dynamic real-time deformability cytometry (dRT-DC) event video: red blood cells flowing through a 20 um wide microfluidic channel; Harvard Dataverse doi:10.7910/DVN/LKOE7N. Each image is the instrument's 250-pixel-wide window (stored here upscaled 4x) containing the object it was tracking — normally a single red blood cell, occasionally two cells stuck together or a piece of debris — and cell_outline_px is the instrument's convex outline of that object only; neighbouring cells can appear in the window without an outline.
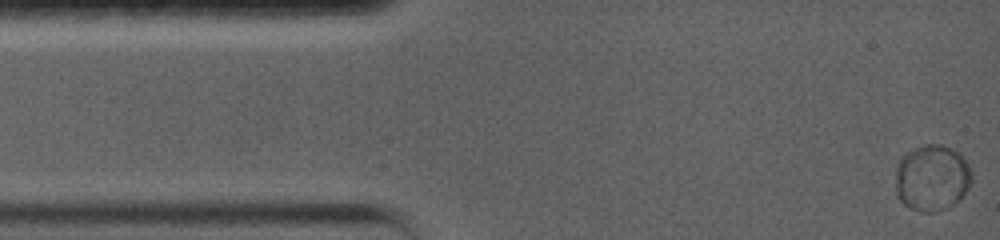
{"species": "common noctule bat (a hibernating species)", "species_latin": "Nyctalus noctula", "temperature_condition": "warm", "stored_images_in_passage": 55, "camera_frame_rate_fps": 5000, "um_per_image_px": 0.085, "animal": {"sex": "female", "body_mass_g": 19.0, "forearm_length_mm": 56.7}, "frame": {"image": 1, "passage_image": 1, "time_ms": 0.0, "image_size_px": [1000, 240], "cell_outline_px": [[972, 180], [968, 188], [960, 200], [948, 208], [936, 212], [920, 212], [908, 208], [896, 196], [896, 164], [900, 156], [912, 148], [924, 144], [940, 144], [956, 152], [968, 164], [972, 176]], "centroid_in_image_um": [79.18, 15.14], "position_along_channel_um": 5.8, "area_um2": 29.82}}
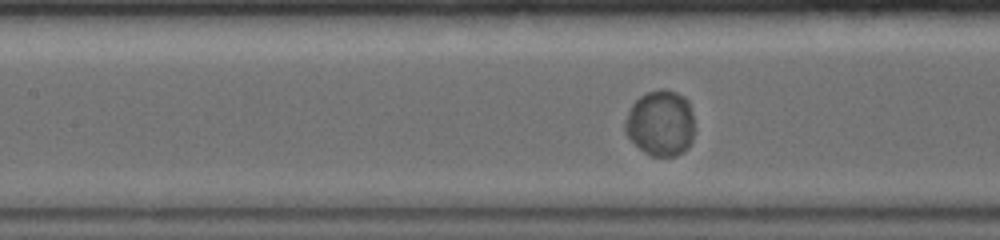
{"frame": {"image": 2, "passage_image": 32, "time_ms": 6.2, "image_size_px": [1000, 240], "cell_outline_px": [[692, 140], [688, 148], [676, 156], [652, 156], [644, 152], [628, 136], [624, 128], [624, 124], [628, 112], [632, 104], [640, 96], [648, 92], [660, 88], [664, 88], [676, 92], [684, 96], [688, 100], [692, 116]], "centroid_in_image_um": [56.14, 10.46], "position_along_channel_um": 151.3, "area_um2": 26.47}}
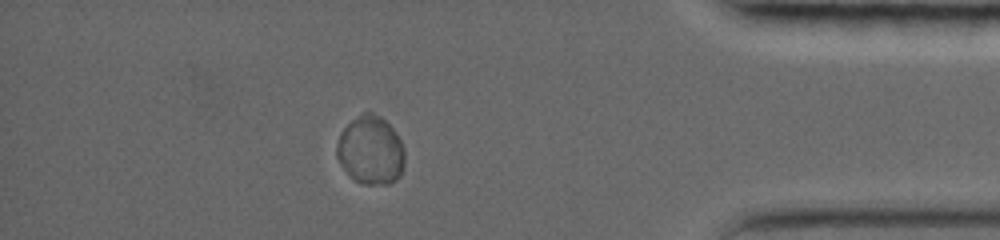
{"frame": {"image": 3, "passage_image": 55, "time_ms": 1014.0, "image_size_px": [1000, 240], "cell_outline_px": [[400, 172], [388, 184], [368, 184], [356, 180], [352, 176], [352, 124], [356, 120], [372, 116], [384, 120], [388, 124], [396, 136], [400, 144]], "centroid_in_image_um": [31.84, 12.89], "position_along_channel_um": 403.4, "area_um2": 20.46}, "authors_computed_cell_mechanics": {"area_um2": 26.299, "velocity_mm_per_s": 3.6573, "shape_relaxation_time_tau1_ms": 2.8977, "shape_relaxation_time_tau2_ms": null, "deformation_change_tau1": 0.0165, "deformation_change_tau2": null}}